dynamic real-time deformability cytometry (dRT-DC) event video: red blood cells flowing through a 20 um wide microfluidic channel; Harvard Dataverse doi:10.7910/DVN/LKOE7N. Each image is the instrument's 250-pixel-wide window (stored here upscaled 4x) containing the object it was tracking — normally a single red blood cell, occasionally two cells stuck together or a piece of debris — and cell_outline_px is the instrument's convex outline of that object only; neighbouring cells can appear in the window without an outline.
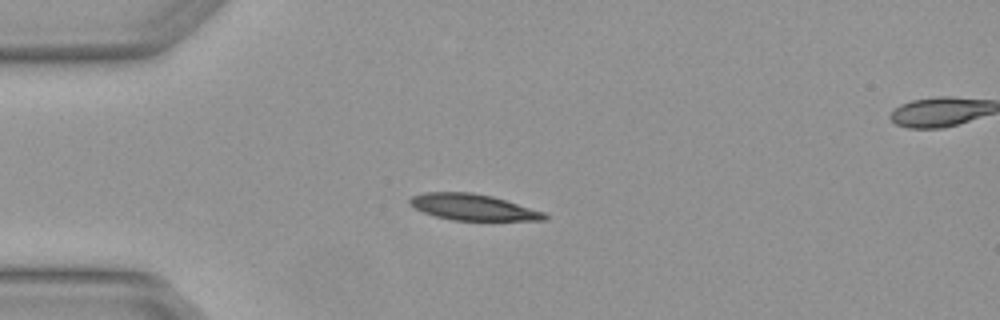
{"species": "Egyptian fruit bat (a non-hibernating species)", "species_latin": "Rousettus aegyptiacus", "temperature_condition": "warm", "stored_images_in_passage": 3, "segment_of_instrument_passage": [1, 2], "camera_frame_rate_fps": 3000, "um_per_image_px": 0.085, "animal": {"sex": "female"}, "frame": {"image": 1, "passage_image": 2, "time_ms": 0.333, "image_size_px": [1000, 320], "cell_outline_px": [[548, 216], [544, 220], [452, 220], [436, 216], [424, 212], [408, 204], [408, 200], [412, 196], [424, 192], [472, 192], [492, 196], [544, 212]], "centroid_in_image_um": [40.16, 17.6], "position_along_channel_um": 44.8, "area_um2": 20.35}}